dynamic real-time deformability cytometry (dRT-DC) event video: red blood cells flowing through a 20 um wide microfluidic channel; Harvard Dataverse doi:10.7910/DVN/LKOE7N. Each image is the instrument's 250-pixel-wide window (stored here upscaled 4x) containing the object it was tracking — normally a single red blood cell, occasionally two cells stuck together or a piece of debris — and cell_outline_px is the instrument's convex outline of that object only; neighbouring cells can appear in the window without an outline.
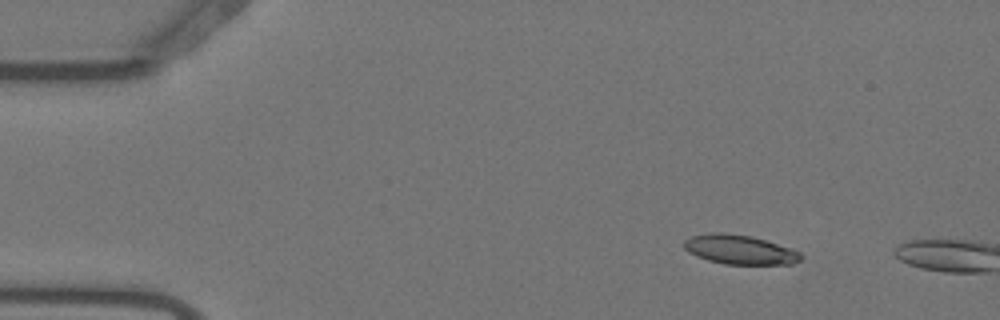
{"species": "Egyptian fruit bat (a non-hibernating species)", "species_latin": "Rousettus aegyptiacus", "temperature_condition": "warm", "stored_images_in_passage": 3, "camera_frame_rate_fps": 3000, "um_per_image_px": 0.085, "animal": {"sex": "female"}, "frame": {"image": 1, "passage_image": 1, "time_ms": 0.0, "image_size_px": [1000, 320], "cell_outline_px": [[804, 256], [800, 260], [792, 264], [724, 264], [708, 260], [696, 256], [688, 252], [684, 248], [684, 240], [692, 236], [712, 232], [724, 232], [752, 236], [792, 248], [800, 252]], "centroid_in_image_um": [62.89, 21.21], "position_along_channel_um": 22.1, "area_um2": 20.11}}